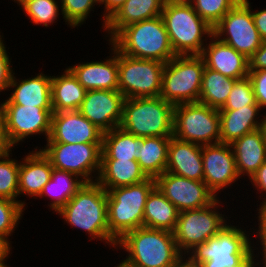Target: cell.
<instances>
[{
    "mask_svg": "<svg viewBox=\"0 0 266 267\" xmlns=\"http://www.w3.org/2000/svg\"><path fill=\"white\" fill-rule=\"evenodd\" d=\"M57 213L65 224L85 231L90 241H101L112 250L116 247L108 229L107 191L97 181L85 182Z\"/></svg>",
    "mask_w": 266,
    "mask_h": 267,
    "instance_id": "6da1fadb",
    "label": "cell"
},
{
    "mask_svg": "<svg viewBox=\"0 0 266 267\" xmlns=\"http://www.w3.org/2000/svg\"><path fill=\"white\" fill-rule=\"evenodd\" d=\"M232 222L225 224L205 243L198 244L187 256L200 267H257L251 234L253 228L246 231Z\"/></svg>",
    "mask_w": 266,
    "mask_h": 267,
    "instance_id": "7a4b0ae2",
    "label": "cell"
},
{
    "mask_svg": "<svg viewBox=\"0 0 266 267\" xmlns=\"http://www.w3.org/2000/svg\"><path fill=\"white\" fill-rule=\"evenodd\" d=\"M115 249L127 252L123 261L133 267H171L182 256L172 232L146 227L126 233Z\"/></svg>",
    "mask_w": 266,
    "mask_h": 267,
    "instance_id": "3957f363",
    "label": "cell"
},
{
    "mask_svg": "<svg viewBox=\"0 0 266 267\" xmlns=\"http://www.w3.org/2000/svg\"><path fill=\"white\" fill-rule=\"evenodd\" d=\"M110 42L133 58L167 63L176 56L161 15L124 27Z\"/></svg>",
    "mask_w": 266,
    "mask_h": 267,
    "instance_id": "277c9868",
    "label": "cell"
},
{
    "mask_svg": "<svg viewBox=\"0 0 266 267\" xmlns=\"http://www.w3.org/2000/svg\"><path fill=\"white\" fill-rule=\"evenodd\" d=\"M161 17L176 56L201 55L213 35V27L199 16L192 4L165 2Z\"/></svg>",
    "mask_w": 266,
    "mask_h": 267,
    "instance_id": "5b68a950",
    "label": "cell"
},
{
    "mask_svg": "<svg viewBox=\"0 0 266 267\" xmlns=\"http://www.w3.org/2000/svg\"><path fill=\"white\" fill-rule=\"evenodd\" d=\"M155 187V178L149 177L140 183L107 191L108 229L116 241L143 227L145 204Z\"/></svg>",
    "mask_w": 266,
    "mask_h": 267,
    "instance_id": "8992f818",
    "label": "cell"
},
{
    "mask_svg": "<svg viewBox=\"0 0 266 267\" xmlns=\"http://www.w3.org/2000/svg\"><path fill=\"white\" fill-rule=\"evenodd\" d=\"M174 105L160 96L127 98L120 127L137 137H172Z\"/></svg>",
    "mask_w": 266,
    "mask_h": 267,
    "instance_id": "52a82bcc",
    "label": "cell"
},
{
    "mask_svg": "<svg viewBox=\"0 0 266 267\" xmlns=\"http://www.w3.org/2000/svg\"><path fill=\"white\" fill-rule=\"evenodd\" d=\"M204 68L200 55L175 56L165 63L160 97L174 106L198 102Z\"/></svg>",
    "mask_w": 266,
    "mask_h": 267,
    "instance_id": "ba28073f",
    "label": "cell"
},
{
    "mask_svg": "<svg viewBox=\"0 0 266 267\" xmlns=\"http://www.w3.org/2000/svg\"><path fill=\"white\" fill-rule=\"evenodd\" d=\"M222 201L218 197L209 206L179 212L173 234L182 255H187L198 244L215 236L229 222V218H232L220 211L225 204Z\"/></svg>",
    "mask_w": 266,
    "mask_h": 267,
    "instance_id": "9c48e42d",
    "label": "cell"
},
{
    "mask_svg": "<svg viewBox=\"0 0 266 267\" xmlns=\"http://www.w3.org/2000/svg\"><path fill=\"white\" fill-rule=\"evenodd\" d=\"M219 110L200 102L174 107L173 137L199 145L220 142Z\"/></svg>",
    "mask_w": 266,
    "mask_h": 267,
    "instance_id": "30bf717a",
    "label": "cell"
},
{
    "mask_svg": "<svg viewBox=\"0 0 266 267\" xmlns=\"http://www.w3.org/2000/svg\"><path fill=\"white\" fill-rule=\"evenodd\" d=\"M55 169L76 174L84 182H95L101 168L102 143L46 142L40 148Z\"/></svg>",
    "mask_w": 266,
    "mask_h": 267,
    "instance_id": "8fae6325",
    "label": "cell"
},
{
    "mask_svg": "<svg viewBox=\"0 0 266 267\" xmlns=\"http://www.w3.org/2000/svg\"><path fill=\"white\" fill-rule=\"evenodd\" d=\"M118 91L127 98L158 97L165 63L127 56L117 49Z\"/></svg>",
    "mask_w": 266,
    "mask_h": 267,
    "instance_id": "7c38bea8",
    "label": "cell"
},
{
    "mask_svg": "<svg viewBox=\"0 0 266 267\" xmlns=\"http://www.w3.org/2000/svg\"><path fill=\"white\" fill-rule=\"evenodd\" d=\"M250 5L249 0H240L213 27L215 37L248 59L263 42L255 27Z\"/></svg>",
    "mask_w": 266,
    "mask_h": 267,
    "instance_id": "4fadbf2b",
    "label": "cell"
},
{
    "mask_svg": "<svg viewBox=\"0 0 266 267\" xmlns=\"http://www.w3.org/2000/svg\"><path fill=\"white\" fill-rule=\"evenodd\" d=\"M5 121V132L14 148L34 135L45 137L47 141L51 130L53 107H33L22 105H0Z\"/></svg>",
    "mask_w": 266,
    "mask_h": 267,
    "instance_id": "5bb4252c",
    "label": "cell"
},
{
    "mask_svg": "<svg viewBox=\"0 0 266 267\" xmlns=\"http://www.w3.org/2000/svg\"><path fill=\"white\" fill-rule=\"evenodd\" d=\"M155 184L179 212L209 206L217 199L204 181L191 180L169 172L156 177Z\"/></svg>",
    "mask_w": 266,
    "mask_h": 267,
    "instance_id": "9a60e30c",
    "label": "cell"
},
{
    "mask_svg": "<svg viewBox=\"0 0 266 267\" xmlns=\"http://www.w3.org/2000/svg\"><path fill=\"white\" fill-rule=\"evenodd\" d=\"M202 160L203 181L217 198L221 195V192H224L227 188L230 189L231 186L236 184V181H239L240 177L230 144L219 142L202 145Z\"/></svg>",
    "mask_w": 266,
    "mask_h": 267,
    "instance_id": "2e32d148",
    "label": "cell"
},
{
    "mask_svg": "<svg viewBox=\"0 0 266 267\" xmlns=\"http://www.w3.org/2000/svg\"><path fill=\"white\" fill-rule=\"evenodd\" d=\"M124 100L118 90H90L78 111L105 133L120 126Z\"/></svg>",
    "mask_w": 266,
    "mask_h": 267,
    "instance_id": "e0dca14e",
    "label": "cell"
},
{
    "mask_svg": "<svg viewBox=\"0 0 266 267\" xmlns=\"http://www.w3.org/2000/svg\"><path fill=\"white\" fill-rule=\"evenodd\" d=\"M103 132L79 111L52 113L51 130L46 142L102 143Z\"/></svg>",
    "mask_w": 266,
    "mask_h": 267,
    "instance_id": "ac0fdd59",
    "label": "cell"
},
{
    "mask_svg": "<svg viewBox=\"0 0 266 267\" xmlns=\"http://www.w3.org/2000/svg\"><path fill=\"white\" fill-rule=\"evenodd\" d=\"M108 44L111 53L104 59L105 61L93 60L67 66L86 91L118 90L117 48L111 42H108Z\"/></svg>",
    "mask_w": 266,
    "mask_h": 267,
    "instance_id": "d6986e66",
    "label": "cell"
},
{
    "mask_svg": "<svg viewBox=\"0 0 266 267\" xmlns=\"http://www.w3.org/2000/svg\"><path fill=\"white\" fill-rule=\"evenodd\" d=\"M14 75L15 71L8 86V92H12L0 105L52 107L51 75H46L44 71L25 79Z\"/></svg>",
    "mask_w": 266,
    "mask_h": 267,
    "instance_id": "ffe728a7",
    "label": "cell"
},
{
    "mask_svg": "<svg viewBox=\"0 0 266 267\" xmlns=\"http://www.w3.org/2000/svg\"><path fill=\"white\" fill-rule=\"evenodd\" d=\"M201 53L205 67L233 79H242L249 74L248 58L233 47L212 35Z\"/></svg>",
    "mask_w": 266,
    "mask_h": 267,
    "instance_id": "44dd1931",
    "label": "cell"
},
{
    "mask_svg": "<svg viewBox=\"0 0 266 267\" xmlns=\"http://www.w3.org/2000/svg\"><path fill=\"white\" fill-rule=\"evenodd\" d=\"M33 150L20 159L18 177L19 198L26 195L30 199L33 197L32 200L39 197L53 170L50 160L38 146Z\"/></svg>",
    "mask_w": 266,
    "mask_h": 267,
    "instance_id": "7402d4cb",
    "label": "cell"
},
{
    "mask_svg": "<svg viewBox=\"0 0 266 267\" xmlns=\"http://www.w3.org/2000/svg\"><path fill=\"white\" fill-rule=\"evenodd\" d=\"M191 180L203 181L202 146L170 138L166 171Z\"/></svg>",
    "mask_w": 266,
    "mask_h": 267,
    "instance_id": "603a6c76",
    "label": "cell"
},
{
    "mask_svg": "<svg viewBox=\"0 0 266 267\" xmlns=\"http://www.w3.org/2000/svg\"><path fill=\"white\" fill-rule=\"evenodd\" d=\"M233 149L236 169L239 177H248L256 173L258 168L266 161V139L260 128L245 134L230 144Z\"/></svg>",
    "mask_w": 266,
    "mask_h": 267,
    "instance_id": "cb8c5ba5",
    "label": "cell"
},
{
    "mask_svg": "<svg viewBox=\"0 0 266 267\" xmlns=\"http://www.w3.org/2000/svg\"><path fill=\"white\" fill-rule=\"evenodd\" d=\"M164 0H126L122 7L107 21L103 31L110 42L124 27L161 15Z\"/></svg>",
    "mask_w": 266,
    "mask_h": 267,
    "instance_id": "d4e9b609",
    "label": "cell"
},
{
    "mask_svg": "<svg viewBox=\"0 0 266 267\" xmlns=\"http://www.w3.org/2000/svg\"><path fill=\"white\" fill-rule=\"evenodd\" d=\"M263 112L259 106L239 110H219L220 142L231 144L245 134L261 128ZM260 115V116H259Z\"/></svg>",
    "mask_w": 266,
    "mask_h": 267,
    "instance_id": "484cf974",
    "label": "cell"
},
{
    "mask_svg": "<svg viewBox=\"0 0 266 267\" xmlns=\"http://www.w3.org/2000/svg\"><path fill=\"white\" fill-rule=\"evenodd\" d=\"M149 177L137 160L101 159L97 182L106 190L140 183Z\"/></svg>",
    "mask_w": 266,
    "mask_h": 267,
    "instance_id": "4316f807",
    "label": "cell"
},
{
    "mask_svg": "<svg viewBox=\"0 0 266 267\" xmlns=\"http://www.w3.org/2000/svg\"><path fill=\"white\" fill-rule=\"evenodd\" d=\"M86 89L67 67L62 74L53 75L51 81V97L53 113L61 111H78L84 100Z\"/></svg>",
    "mask_w": 266,
    "mask_h": 267,
    "instance_id": "83f0119b",
    "label": "cell"
},
{
    "mask_svg": "<svg viewBox=\"0 0 266 267\" xmlns=\"http://www.w3.org/2000/svg\"><path fill=\"white\" fill-rule=\"evenodd\" d=\"M178 216V209L155 187L150 192L145 204L143 227L173 233Z\"/></svg>",
    "mask_w": 266,
    "mask_h": 267,
    "instance_id": "f1b7e54d",
    "label": "cell"
},
{
    "mask_svg": "<svg viewBox=\"0 0 266 267\" xmlns=\"http://www.w3.org/2000/svg\"><path fill=\"white\" fill-rule=\"evenodd\" d=\"M85 182L76 174L53 168L51 178L43 187L39 195L41 198H49L50 211L57 212L76 194L77 190Z\"/></svg>",
    "mask_w": 266,
    "mask_h": 267,
    "instance_id": "f546056e",
    "label": "cell"
},
{
    "mask_svg": "<svg viewBox=\"0 0 266 267\" xmlns=\"http://www.w3.org/2000/svg\"><path fill=\"white\" fill-rule=\"evenodd\" d=\"M171 137H144L139 143L138 160L141 169L151 178L166 171Z\"/></svg>",
    "mask_w": 266,
    "mask_h": 267,
    "instance_id": "4dcf8cb0",
    "label": "cell"
},
{
    "mask_svg": "<svg viewBox=\"0 0 266 267\" xmlns=\"http://www.w3.org/2000/svg\"><path fill=\"white\" fill-rule=\"evenodd\" d=\"M141 141L142 137L115 127L103 133L101 159L138 160Z\"/></svg>",
    "mask_w": 266,
    "mask_h": 267,
    "instance_id": "1f68e13d",
    "label": "cell"
},
{
    "mask_svg": "<svg viewBox=\"0 0 266 267\" xmlns=\"http://www.w3.org/2000/svg\"><path fill=\"white\" fill-rule=\"evenodd\" d=\"M235 81L236 79L205 67L198 102L218 110L221 109L226 103Z\"/></svg>",
    "mask_w": 266,
    "mask_h": 267,
    "instance_id": "d6a6232c",
    "label": "cell"
},
{
    "mask_svg": "<svg viewBox=\"0 0 266 267\" xmlns=\"http://www.w3.org/2000/svg\"><path fill=\"white\" fill-rule=\"evenodd\" d=\"M12 151L0 156V197L19 202L25 208L27 203L18 200L19 160L11 158Z\"/></svg>",
    "mask_w": 266,
    "mask_h": 267,
    "instance_id": "836d02e7",
    "label": "cell"
},
{
    "mask_svg": "<svg viewBox=\"0 0 266 267\" xmlns=\"http://www.w3.org/2000/svg\"><path fill=\"white\" fill-rule=\"evenodd\" d=\"M20 7L19 10L23 9L31 24L46 28L56 23L59 15H62L60 0H34L24 2Z\"/></svg>",
    "mask_w": 266,
    "mask_h": 267,
    "instance_id": "e575fe53",
    "label": "cell"
},
{
    "mask_svg": "<svg viewBox=\"0 0 266 267\" xmlns=\"http://www.w3.org/2000/svg\"><path fill=\"white\" fill-rule=\"evenodd\" d=\"M62 19L71 29L86 23L91 11L98 6L94 0H60ZM89 16V17H88Z\"/></svg>",
    "mask_w": 266,
    "mask_h": 267,
    "instance_id": "d590c367",
    "label": "cell"
},
{
    "mask_svg": "<svg viewBox=\"0 0 266 267\" xmlns=\"http://www.w3.org/2000/svg\"><path fill=\"white\" fill-rule=\"evenodd\" d=\"M25 210L19 202L0 197V236L10 243V237L15 233Z\"/></svg>",
    "mask_w": 266,
    "mask_h": 267,
    "instance_id": "8d00e7d4",
    "label": "cell"
},
{
    "mask_svg": "<svg viewBox=\"0 0 266 267\" xmlns=\"http://www.w3.org/2000/svg\"><path fill=\"white\" fill-rule=\"evenodd\" d=\"M240 0H194L192 6L199 16L214 27Z\"/></svg>",
    "mask_w": 266,
    "mask_h": 267,
    "instance_id": "74e56055",
    "label": "cell"
},
{
    "mask_svg": "<svg viewBox=\"0 0 266 267\" xmlns=\"http://www.w3.org/2000/svg\"><path fill=\"white\" fill-rule=\"evenodd\" d=\"M247 106H259L248 76L235 81L226 103L219 110H239Z\"/></svg>",
    "mask_w": 266,
    "mask_h": 267,
    "instance_id": "f35d334b",
    "label": "cell"
},
{
    "mask_svg": "<svg viewBox=\"0 0 266 267\" xmlns=\"http://www.w3.org/2000/svg\"><path fill=\"white\" fill-rule=\"evenodd\" d=\"M257 207L258 208H256L257 209L256 211L258 213L256 215L258 216L256 217V219L258 218L257 219L258 224H255V227L256 225L259 226H257V228L255 229L253 227L254 232L252 233L253 237H255V239L253 240L256 241L258 239L256 242H253V245H255L256 243V245L253 246L254 257L266 256V203H261L260 205H257ZM258 245L259 247H257Z\"/></svg>",
    "mask_w": 266,
    "mask_h": 267,
    "instance_id": "ab89813d",
    "label": "cell"
},
{
    "mask_svg": "<svg viewBox=\"0 0 266 267\" xmlns=\"http://www.w3.org/2000/svg\"><path fill=\"white\" fill-rule=\"evenodd\" d=\"M0 31V95L8 90V86L11 82L14 70L12 69L13 64L11 63L10 53L6 50V42H4V35ZM12 65V66H11ZM4 91V92H3Z\"/></svg>",
    "mask_w": 266,
    "mask_h": 267,
    "instance_id": "60d3db41",
    "label": "cell"
},
{
    "mask_svg": "<svg viewBox=\"0 0 266 267\" xmlns=\"http://www.w3.org/2000/svg\"><path fill=\"white\" fill-rule=\"evenodd\" d=\"M256 102L261 110H266V70L249 71Z\"/></svg>",
    "mask_w": 266,
    "mask_h": 267,
    "instance_id": "b9f144b4",
    "label": "cell"
},
{
    "mask_svg": "<svg viewBox=\"0 0 266 267\" xmlns=\"http://www.w3.org/2000/svg\"><path fill=\"white\" fill-rule=\"evenodd\" d=\"M249 183H251V185L253 186V190L257 191L256 196L257 194H259L260 198L258 197V199H261L260 204L266 203V161L258 168L256 173L250 178Z\"/></svg>",
    "mask_w": 266,
    "mask_h": 267,
    "instance_id": "7bdbcfd3",
    "label": "cell"
},
{
    "mask_svg": "<svg viewBox=\"0 0 266 267\" xmlns=\"http://www.w3.org/2000/svg\"><path fill=\"white\" fill-rule=\"evenodd\" d=\"M249 71L266 70V41H263L261 46L248 59Z\"/></svg>",
    "mask_w": 266,
    "mask_h": 267,
    "instance_id": "ee69618b",
    "label": "cell"
},
{
    "mask_svg": "<svg viewBox=\"0 0 266 267\" xmlns=\"http://www.w3.org/2000/svg\"><path fill=\"white\" fill-rule=\"evenodd\" d=\"M251 12L255 27L258 30L262 41H266V9L256 11L251 8Z\"/></svg>",
    "mask_w": 266,
    "mask_h": 267,
    "instance_id": "f6af8a7d",
    "label": "cell"
},
{
    "mask_svg": "<svg viewBox=\"0 0 266 267\" xmlns=\"http://www.w3.org/2000/svg\"><path fill=\"white\" fill-rule=\"evenodd\" d=\"M13 148L6 136V132H5V121H4V117L3 114L0 110V156L5 155L9 152H11Z\"/></svg>",
    "mask_w": 266,
    "mask_h": 267,
    "instance_id": "bcb514c9",
    "label": "cell"
},
{
    "mask_svg": "<svg viewBox=\"0 0 266 267\" xmlns=\"http://www.w3.org/2000/svg\"><path fill=\"white\" fill-rule=\"evenodd\" d=\"M126 0H106V22L122 7Z\"/></svg>",
    "mask_w": 266,
    "mask_h": 267,
    "instance_id": "7dc6e473",
    "label": "cell"
},
{
    "mask_svg": "<svg viewBox=\"0 0 266 267\" xmlns=\"http://www.w3.org/2000/svg\"><path fill=\"white\" fill-rule=\"evenodd\" d=\"M12 244L4 237L0 236V259H8L9 255H11L13 252L12 250Z\"/></svg>",
    "mask_w": 266,
    "mask_h": 267,
    "instance_id": "c3c4849f",
    "label": "cell"
},
{
    "mask_svg": "<svg viewBox=\"0 0 266 267\" xmlns=\"http://www.w3.org/2000/svg\"><path fill=\"white\" fill-rule=\"evenodd\" d=\"M171 267H200L194 263L187 255H182Z\"/></svg>",
    "mask_w": 266,
    "mask_h": 267,
    "instance_id": "681fc988",
    "label": "cell"
},
{
    "mask_svg": "<svg viewBox=\"0 0 266 267\" xmlns=\"http://www.w3.org/2000/svg\"><path fill=\"white\" fill-rule=\"evenodd\" d=\"M94 2L97 4V5H99L98 6V8L100 7V6H103L104 5V7H103V11L104 12H102V14L103 15H101L100 17H102V18H100L101 20H102V27H103V30H105V28H106V24H107V22H106V0H94Z\"/></svg>",
    "mask_w": 266,
    "mask_h": 267,
    "instance_id": "f907efd6",
    "label": "cell"
},
{
    "mask_svg": "<svg viewBox=\"0 0 266 267\" xmlns=\"http://www.w3.org/2000/svg\"><path fill=\"white\" fill-rule=\"evenodd\" d=\"M170 4H192L194 0H164Z\"/></svg>",
    "mask_w": 266,
    "mask_h": 267,
    "instance_id": "816d5d0a",
    "label": "cell"
},
{
    "mask_svg": "<svg viewBox=\"0 0 266 267\" xmlns=\"http://www.w3.org/2000/svg\"><path fill=\"white\" fill-rule=\"evenodd\" d=\"M255 261H256V266H258V267H266V256L255 257Z\"/></svg>",
    "mask_w": 266,
    "mask_h": 267,
    "instance_id": "f5cc1de1",
    "label": "cell"
},
{
    "mask_svg": "<svg viewBox=\"0 0 266 267\" xmlns=\"http://www.w3.org/2000/svg\"><path fill=\"white\" fill-rule=\"evenodd\" d=\"M265 112H263V115H262L263 118H262L261 129L263 130V133H264V136H265V139H266V113Z\"/></svg>",
    "mask_w": 266,
    "mask_h": 267,
    "instance_id": "db71d44e",
    "label": "cell"
},
{
    "mask_svg": "<svg viewBox=\"0 0 266 267\" xmlns=\"http://www.w3.org/2000/svg\"><path fill=\"white\" fill-rule=\"evenodd\" d=\"M114 267H133V266L121 260V262L119 264H116Z\"/></svg>",
    "mask_w": 266,
    "mask_h": 267,
    "instance_id": "11a10c76",
    "label": "cell"
},
{
    "mask_svg": "<svg viewBox=\"0 0 266 267\" xmlns=\"http://www.w3.org/2000/svg\"><path fill=\"white\" fill-rule=\"evenodd\" d=\"M29 1H34V0H14V3H16L20 7L24 2H29Z\"/></svg>",
    "mask_w": 266,
    "mask_h": 267,
    "instance_id": "9f6ffc18",
    "label": "cell"
},
{
    "mask_svg": "<svg viewBox=\"0 0 266 267\" xmlns=\"http://www.w3.org/2000/svg\"><path fill=\"white\" fill-rule=\"evenodd\" d=\"M6 263H7V259H0V267H10Z\"/></svg>",
    "mask_w": 266,
    "mask_h": 267,
    "instance_id": "6f0895ef",
    "label": "cell"
}]
</instances>
